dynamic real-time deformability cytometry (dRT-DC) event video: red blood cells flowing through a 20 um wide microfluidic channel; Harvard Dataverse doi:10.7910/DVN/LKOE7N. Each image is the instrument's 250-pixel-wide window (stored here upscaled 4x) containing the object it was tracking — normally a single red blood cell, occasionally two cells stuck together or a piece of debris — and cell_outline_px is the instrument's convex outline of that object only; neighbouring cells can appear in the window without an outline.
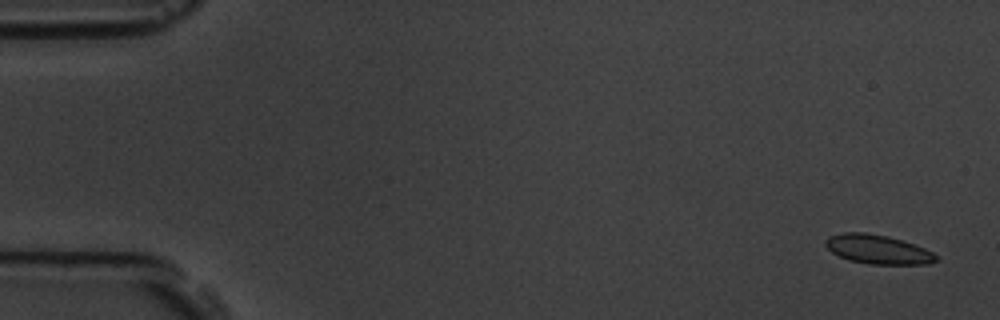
{"species": "common noctule bat (a hibernating species)", "species_latin": "Nyctalus noctula", "temperature_condition": "room temperature", "stored_images_in_passage": 5, "camera_frame_rate_fps": 3000, "um_per_image_px": 0.085, "animal": {"sex": "male", "body_mass_g": 19.5, "forearm_length_mm": 54.6}, "frame": {"image": 1, "passage_image": 1, "time_ms": 0.0, "image_size_px": [1000, 320], "cell_outline_px": [[940, 260], [928, 264], [868, 264], [848, 260], [832, 252], [824, 244], [824, 240], [828, 236], [844, 232], [864, 232], [888, 236], [924, 248], [932, 252]], "centroid_in_image_um": [74.59, 21.2], "position_along_channel_um": 10.4, "area_um2": 18.73}}
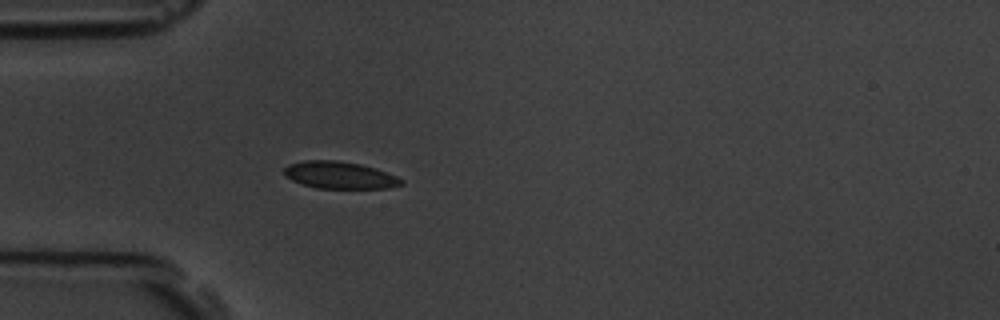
{"frame": {"image": 2, "passage_image": 5, "time_ms": 4.667, "image_size_px": [1000, 320], "cell_outline_px": [[404, 184], [388, 188], [316, 188], [292, 180], [284, 176], [284, 168], [288, 164], [304, 160], [336, 160], [360, 164], [376, 168], [396, 176], [404, 180]], "centroid_in_image_um": [28.87, 14.88], "position_along_channel_um": 56.1, "area_um2": 18.55}}